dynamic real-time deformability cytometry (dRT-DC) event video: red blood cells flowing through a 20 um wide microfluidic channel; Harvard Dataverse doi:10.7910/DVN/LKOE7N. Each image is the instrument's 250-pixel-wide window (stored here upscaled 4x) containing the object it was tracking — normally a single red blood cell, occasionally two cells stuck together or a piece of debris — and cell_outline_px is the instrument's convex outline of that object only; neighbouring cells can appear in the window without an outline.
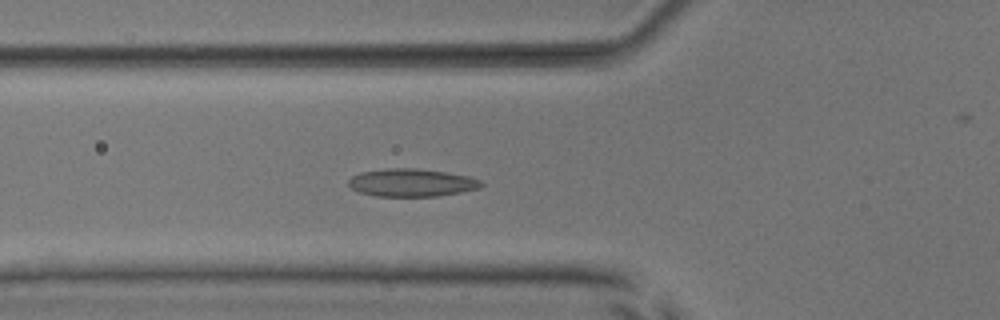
{"species": "common noctule bat (a hibernating species)", "species_latin": "Nyctalus noctula", "temperature_condition": "room temperature", "stored_images_in_passage": 53, "camera_frame_rate_fps": 3000, "um_per_image_px": 0.085, "animal": {"sex": "male", "body_mass_g": 17.9, "forearm_length_mm": 54.2}, "frame": {"image": 1, "passage_image": 20, "time_ms": 6.333, "image_size_px": [1000, 320], "cell_outline_px": [[484, 184], [480, 188], [460, 192], [436, 196], [376, 196], [360, 192], [352, 188], [348, 184], [348, 180], [352, 176], [360, 172], [392, 168], [416, 168], [444, 172], [468, 176], [480, 180]], "centroid_in_image_um": [34.98, 15.52], "position_along_channel_um": 90.8, "area_um2": 21.33}}
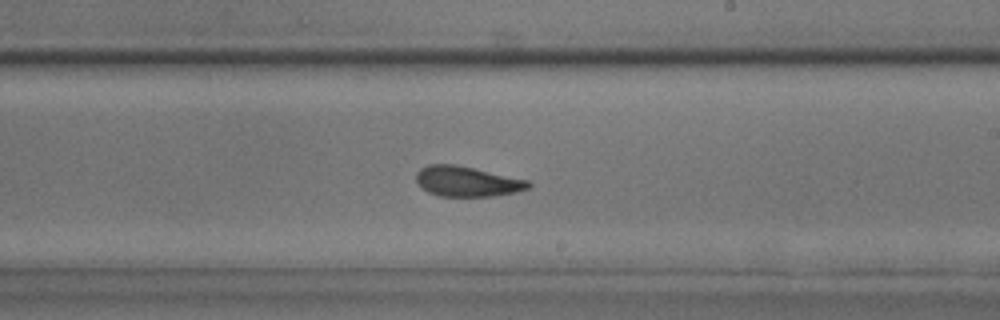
{"frame": {"image": 2, "passage_image": 32, "time_ms": 10.333, "image_size_px": [1000, 320], "cell_outline_px": [[532, 184], [528, 188], [516, 192], [496, 196], [440, 196], [428, 192], [416, 180], [416, 172], [420, 168], [428, 164], [456, 164], [528, 180]], "centroid_in_image_um": [39.7, 15.41], "position_along_channel_um": 249.3, "area_um2": 19.71}}
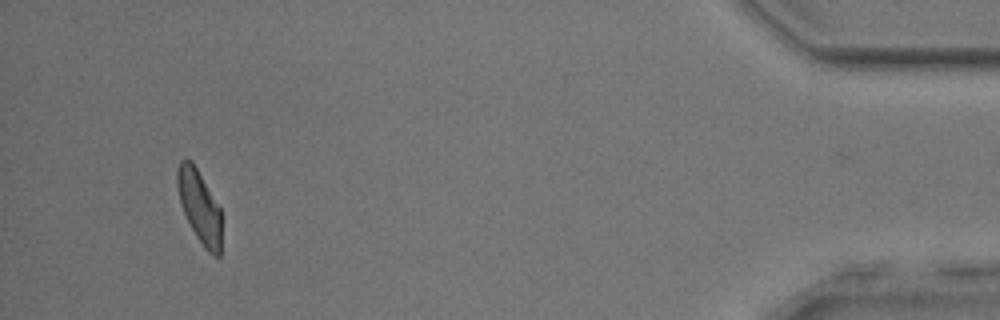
{"frame": {"image": 3, "passage_image": 50, "time_ms": 16.333, "image_size_px": [1000, 320], "cell_outline_px": [[220, 256], [212, 256], [204, 248], [196, 236], [180, 204], [176, 184], [176, 172], [180, 160], [192, 160], [220, 208]], "centroid_in_image_um": [16.93, 17.54], "position_along_channel_um": 418.3, "area_um2": 18.5}, "authors_computed_cell_mechanics": {"area_um2": 20.0566, "velocity_mm_per_s": 3.9711, "shape_relaxation_time_tau1_ms": 9.2951, "shape_relaxation_time_tau2_ms": 2.7269, "deformation_change_tau1": 0.1812, "deformation_change_tau2": 0.0898}}